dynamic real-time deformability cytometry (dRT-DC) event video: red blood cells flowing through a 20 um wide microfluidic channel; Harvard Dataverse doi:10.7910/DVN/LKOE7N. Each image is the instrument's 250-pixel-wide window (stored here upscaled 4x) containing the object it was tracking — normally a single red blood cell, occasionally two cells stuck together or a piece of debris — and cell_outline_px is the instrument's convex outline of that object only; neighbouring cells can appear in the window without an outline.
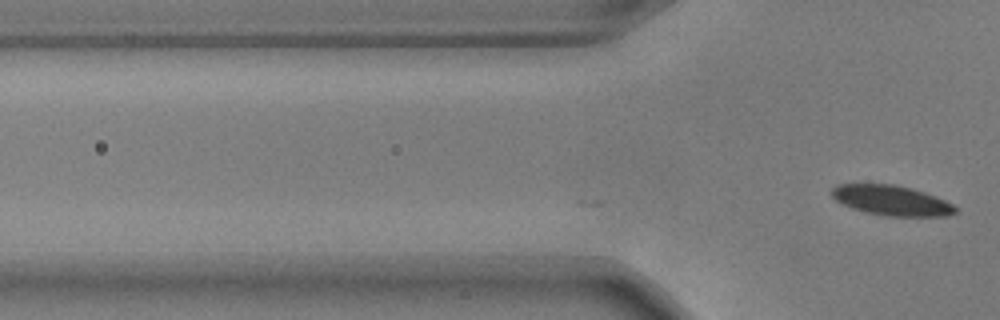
{"species": "common noctule bat (a hibernating species)", "species_latin": "Nyctalus noctula", "temperature_condition": "warm", "stored_images_in_passage": 2, "camera_frame_rate_fps": 3000, "um_per_image_px": 0.085, "animal": {"sex": "male", "body_mass_g": 17.9, "forearm_length_mm": 54.2}, "frame": {"image": 1, "passage_image": 2, "time_ms": 0.333, "image_size_px": [1000, 320], "cell_outline_px": [[956, 212], [944, 216], [888, 216], [868, 212], [852, 208], [836, 200], [832, 196], [832, 188], [836, 184], [892, 184], [912, 188], [924, 192], [944, 200], [952, 204], [956, 208]], "centroid_in_image_um": [75.76, 17.02], "position_along_channel_um": 50.0, "area_um2": 21.33}}